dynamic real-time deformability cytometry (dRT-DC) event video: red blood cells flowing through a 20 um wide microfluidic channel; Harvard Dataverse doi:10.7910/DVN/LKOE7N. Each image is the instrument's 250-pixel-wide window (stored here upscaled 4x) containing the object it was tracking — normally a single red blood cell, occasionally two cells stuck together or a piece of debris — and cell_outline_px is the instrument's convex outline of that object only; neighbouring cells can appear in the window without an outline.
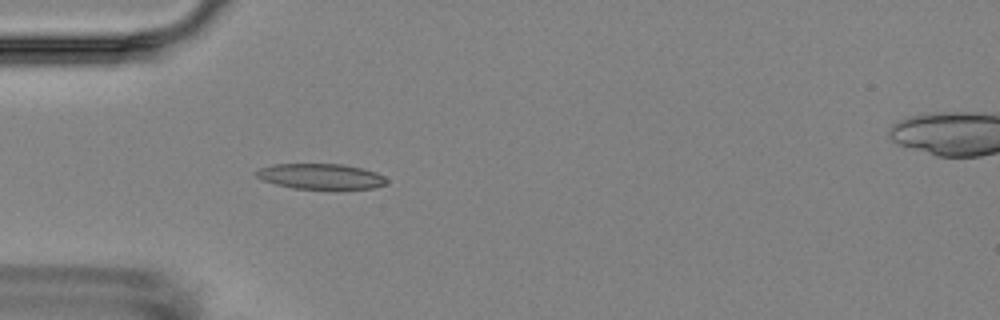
{"species": "Egyptian fruit bat (a non-hibernating species)", "species_latin": "Rousettus aegyptiacus", "temperature_condition": "room temperature", "stored_images_in_passage": 5, "camera_frame_rate_fps": 3000, "um_per_image_px": 0.085, "animal": {"sex": "female"}, "frame": {"image": 1, "passage_image": 5, "time_ms": 4.667, "image_size_px": [1000, 320], "cell_outline_px": [[388, 184], [372, 188], [332, 192], [292, 188], [276, 184], [264, 180], [256, 176], [252, 172], [260, 168], [272, 164], [344, 164], [364, 168], [376, 172], [384, 176], [388, 180]], "centroid_in_image_um": [27.32, 15.04], "position_along_channel_um": 57.7, "area_um2": 20.46}}